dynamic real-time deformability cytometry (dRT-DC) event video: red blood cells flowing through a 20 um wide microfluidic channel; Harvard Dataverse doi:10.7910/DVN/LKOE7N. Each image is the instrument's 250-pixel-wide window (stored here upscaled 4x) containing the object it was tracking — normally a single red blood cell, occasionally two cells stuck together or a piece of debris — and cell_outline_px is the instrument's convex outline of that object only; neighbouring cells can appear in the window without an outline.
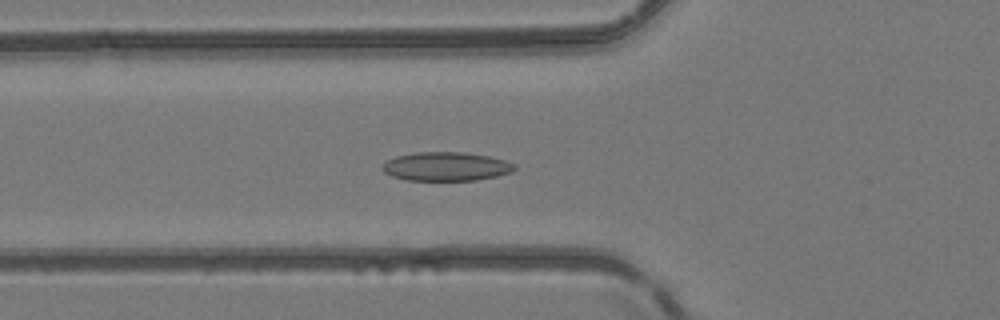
{"species": "common noctule bat (a hibernating species)", "species_latin": "Nyctalus noctula", "temperature_condition": "room temperature", "stored_images_in_passage": 51, "camera_frame_rate_fps": 3000, "um_per_image_px": 0.085, "animal": {"sex": "female", "body_mass_g": 24.6, "forearm_length_mm": 56.2}, "frame": {"image": 1, "passage_image": 19, "time_ms": 6.0, "image_size_px": [1000, 320], "cell_outline_px": [[516, 168], [512, 172], [496, 176], [476, 180], [408, 180], [392, 176], [384, 172], [380, 168], [380, 164], [384, 160], [396, 156], [416, 152], [460, 152], [488, 156], [504, 160], [516, 164]], "centroid_in_image_um": [37.87, 14.15], "position_along_channel_um": 87.9, "area_um2": 22.31}}
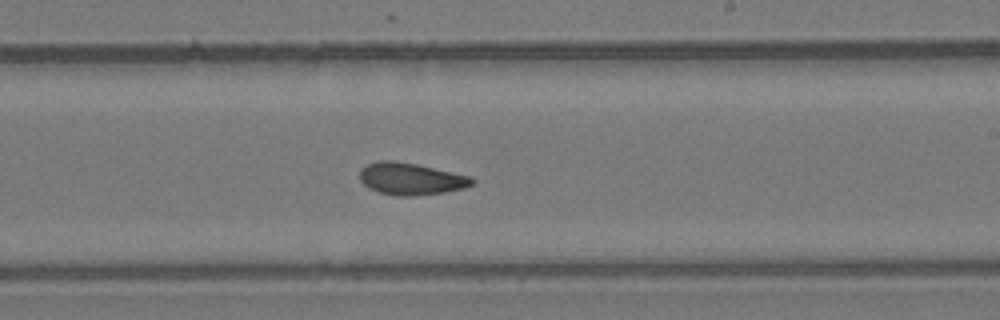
{"frame": {"image": 2, "passage_image": 31, "time_ms": 10.0, "image_size_px": [1000, 320], "cell_outline_px": [[476, 180], [472, 184], [464, 188], [444, 192], [412, 196], [396, 196], [380, 192], [368, 188], [360, 180], [360, 168], [376, 160], [396, 160], [416, 164], [472, 176]], "centroid_in_image_um": [34.92, 15.19], "position_along_channel_um": 254.1, "area_um2": 21.1}}
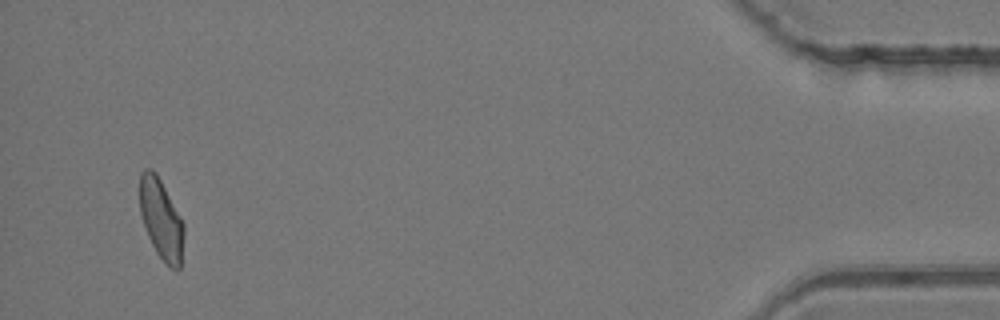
{"frame": {"image": 3, "passage_image": 49, "time_ms": 16.0, "image_size_px": [1000, 320], "cell_outline_px": [[184, 236], [180, 268], [176, 272], [156, 252], [148, 236], [140, 212], [140, 172], [144, 168], [152, 168], [156, 172], [180, 216], [184, 224]], "centroid_in_image_um": [13.7, 18.61], "position_along_channel_um": 421.5, "area_um2": 20.46}, "authors_computed_cell_mechanics": {"area_um2": 21.0392, "velocity_mm_per_s": 4.1444, "shape_relaxation_time_tau1_ms": null, "shape_relaxation_time_tau2_ms": 2.8145, "deformation_change_tau1": null, "deformation_change_tau2": 0.0806}}